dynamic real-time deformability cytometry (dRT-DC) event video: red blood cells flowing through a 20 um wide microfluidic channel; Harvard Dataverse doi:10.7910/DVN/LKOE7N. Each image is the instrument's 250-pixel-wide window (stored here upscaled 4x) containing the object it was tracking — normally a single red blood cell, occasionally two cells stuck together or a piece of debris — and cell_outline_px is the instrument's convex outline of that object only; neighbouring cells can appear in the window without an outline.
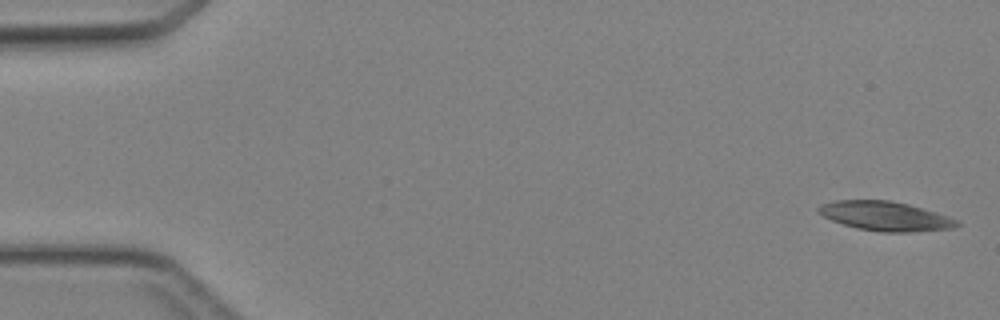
{"species": "Egyptian fruit bat (a non-hibernating species)", "species_latin": "Rousettus aegyptiacus", "temperature_condition": "cold", "stored_images_in_passage": 45, "camera_frame_rate_fps": 3000, "um_per_image_px": 0.085, "animal": {"sex": "female"}, "frame": {"image": 1, "passage_image": 1, "time_ms": 0.0, "image_size_px": [1000, 320], "cell_outline_px": [[960, 224], [952, 228], [908, 232], [880, 232], [856, 228], [832, 220], [816, 212], [816, 208], [820, 204], [836, 200], [888, 200], [908, 204], [936, 212], [960, 220]], "centroid_in_image_um": [75.23, 18.36], "position_along_channel_um": 9.8, "area_um2": 23.64}}
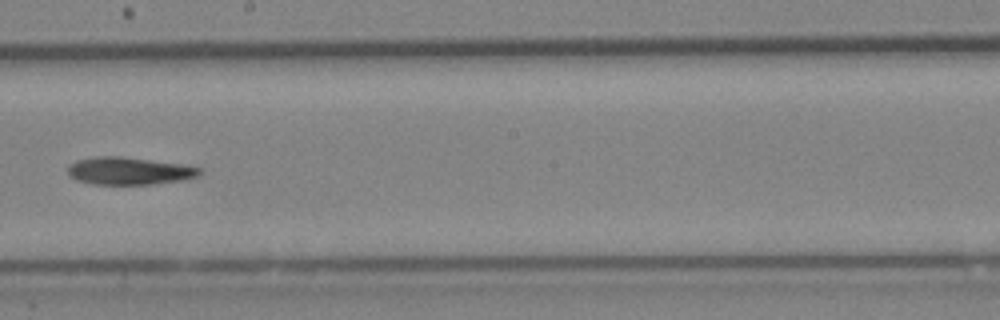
{"frame": {"image": 2, "passage_image": 26, "time_ms": 8.333, "image_size_px": [1000, 320], "cell_outline_px": [[200, 172], [196, 176], [184, 180], [152, 184], [92, 184], [76, 180], [68, 176], [68, 164], [76, 160], [92, 156], [120, 156], [180, 164], [200, 168]], "centroid_in_image_um": [10.88, 14.52], "position_along_channel_um": 237.3, "area_um2": 21.1}}
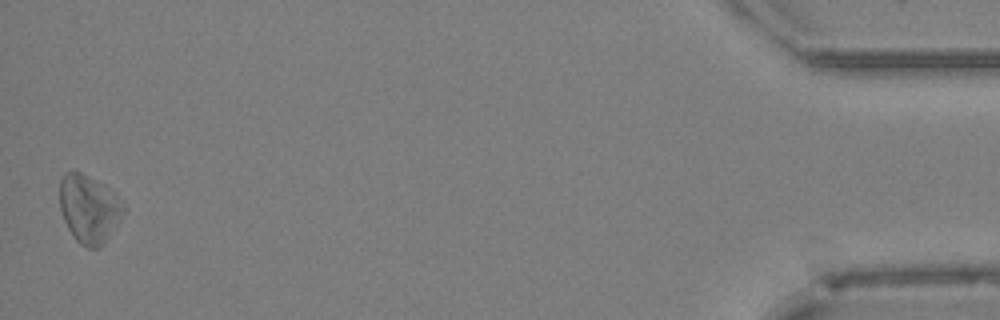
{"frame": {"image": 3, "passage_image": 45, "time_ms": 14.667, "image_size_px": [1000, 320], "cell_outline_px": [[124, 212], [104, 244], [96, 248], [88, 248], [80, 244], [72, 236], [64, 220], [60, 208], [60, 180], [64, 172], [80, 172], [104, 184], [124, 208]], "centroid_in_image_um": [7.52, 17.76], "position_along_channel_um": 427.7, "area_um2": 24.8}}